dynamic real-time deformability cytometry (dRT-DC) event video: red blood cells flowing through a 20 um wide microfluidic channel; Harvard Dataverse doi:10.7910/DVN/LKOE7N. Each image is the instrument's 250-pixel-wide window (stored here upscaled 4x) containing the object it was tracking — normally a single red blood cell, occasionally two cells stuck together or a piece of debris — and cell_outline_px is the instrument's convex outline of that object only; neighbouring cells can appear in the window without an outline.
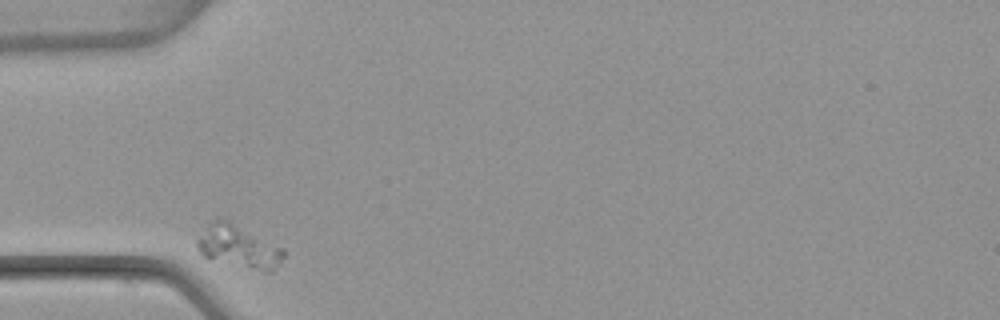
{"species": "common noctule bat (a hibernating species)", "species_latin": "Nyctalus noctula", "temperature_condition": "warm", "stored_images_in_passage": 2, "camera_frame_rate_fps": 3000, "um_per_image_px": 0.085, "animal": {"sex": "female", "body_mass_g": 22.7, "forearm_length_mm": 54.2}, "frame": {"image": 1, "passage_image": 1, "time_ms": 0.0, "image_size_px": [1000, 320], "cell_outline_px": [[284, 256], [280, 264], [272, 272], [268, 272], [208, 260], [196, 248], [196, 240], [208, 220], [216, 216], [220, 216], [284, 248]], "centroid_in_image_um": [20.22, 20.93], "position_along_channel_um": 64.8, "area_um2": 22.14}}